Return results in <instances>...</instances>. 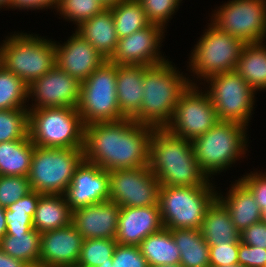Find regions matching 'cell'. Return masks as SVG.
Returning a JSON list of instances; mask_svg holds the SVG:
<instances>
[{
    "mask_svg": "<svg viewBox=\"0 0 266 267\" xmlns=\"http://www.w3.org/2000/svg\"><path fill=\"white\" fill-rule=\"evenodd\" d=\"M261 221L266 223V208L262 211L261 214Z\"/></svg>",
    "mask_w": 266,
    "mask_h": 267,
    "instance_id": "cell-52",
    "label": "cell"
},
{
    "mask_svg": "<svg viewBox=\"0 0 266 267\" xmlns=\"http://www.w3.org/2000/svg\"><path fill=\"white\" fill-rule=\"evenodd\" d=\"M40 243L41 233L32 228L26 233H6L0 240V249L29 267H39Z\"/></svg>",
    "mask_w": 266,
    "mask_h": 267,
    "instance_id": "cell-31",
    "label": "cell"
},
{
    "mask_svg": "<svg viewBox=\"0 0 266 267\" xmlns=\"http://www.w3.org/2000/svg\"><path fill=\"white\" fill-rule=\"evenodd\" d=\"M28 85L0 65V110L27 108Z\"/></svg>",
    "mask_w": 266,
    "mask_h": 267,
    "instance_id": "cell-34",
    "label": "cell"
},
{
    "mask_svg": "<svg viewBox=\"0 0 266 267\" xmlns=\"http://www.w3.org/2000/svg\"><path fill=\"white\" fill-rule=\"evenodd\" d=\"M0 267H29V266L22 260L13 258L8 254H5L0 249Z\"/></svg>",
    "mask_w": 266,
    "mask_h": 267,
    "instance_id": "cell-46",
    "label": "cell"
},
{
    "mask_svg": "<svg viewBox=\"0 0 266 267\" xmlns=\"http://www.w3.org/2000/svg\"><path fill=\"white\" fill-rule=\"evenodd\" d=\"M238 261L244 267H265L266 249L250 246L239 241Z\"/></svg>",
    "mask_w": 266,
    "mask_h": 267,
    "instance_id": "cell-43",
    "label": "cell"
},
{
    "mask_svg": "<svg viewBox=\"0 0 266 267\" xmlns=\"http://www.w3.org/2000/svg\"><path fill=\"white\" fill-rule=\"evenodd\" d=\"M30 140L37 147L83 149L84 124L77 108L29 110Z\"/></svg>",
    "mask_w": 266,
    "mask_h": 267,
    "instance_id": "cell-6",
    "label": "cell"
},
{
    "mask_svg": "<svg viewBox=\"0 0 266 267\" xmlns=\"http://www.w3.org/2000/svg\"><path fill=\"white\" fill-rule=\"evenodd\" d=\"M239 180L251 191L254 195L255 202L258 204L261 211L266 208V172H250L241 176Z\"/></svg>",
    "mask_w": 266,
    "mask_h": 267,
    "instance_id": "cell-42",
    "label": "cell"
},
{
    "mask_svg": "<svg viewBox=\"0 0 266 267\" xmlns=\"http://www.w3.org/2000/svg\"><path fill=\"white\" fill-rule=\"evenodd\" d=\"M153 267H183L180 263L178 264H169V265H161V266H153Z\"/></svg>",
    "mask_w": 266,
    "mask_h": 267,
    "instance_id": "cell-50",
    "label": "cell"
},
{
    "mask_svg": "<svg viewBox=\"0 0 266 267\" xmlns=\"http://www.w3.org/2000/svg\"><path fill=\"white\" fill-rule=\"evenodd\" d=\"M71 211L109 200L108 171L83 160L64 193Z\"/></svg>",
    "mask_w": 266,
    "mask_h": 267,
    "instance_id": "cell-17",
    "label": "cell"
},
{
    "mask_svg": "<svg viewBox=\"0 0 266 267\" xmlns=\"http://www.w3.org/2000/svg\"><path fill=\"white\" fill-rule=\"evenodd\" d=\"M200 230L208 245L240 241V232L232 222L229 210L218 198L208 207Z\"/></svg>",
    "mask_w": 266,
    "mask_h": 267,
    "instance_id": "cell-25",
    "label": "cell"
},
{
    "mask_svg": "<svg viewBox=\"0 0 266 267\" xmlns=\"http://www.w3.org/2000/svg\"><path fill=\"white\" fill-rule=\"evenodd\" d=\"M83 160V149L34 145L28 175L31 190L47 195L64 194Z\"/></svg>",
    "mask_w": 266,
    "mask_h": 267,
    "instance_id": "cell-8",
    "label": "cell"
},
{
    "mask_svg": "<svg viewBox=\"0 0 266 267\" xmlns=\"http://www.w3.org/2000/svg\"><path fill=\"white\" fill-rule=\"evenodd\" d=\"M43 194L32 190L15 203L5 208L6 233H26L33 228V216Z\"/></svg>",
    "mask_w": 266,
    "mask_h": 267,
    "instance_id": "cell-33",
    "label": "cell"
},
{
    "mask_svg": "<svg viewBox=\"0 0 266 267\" xmlns=\"http://www.w3.org/2000/svg\"><path fill=\"white\" fill-rule=\"evenodd\" d=\"M56 66L83 82L106 59L78 33L60 44L55 41Z\"/></svg>",
    "mask_w": 266,
    "mask_h": 267,
    "instance_id": "cell-19",
    "label": "cell"
},
{
    "mask_svg": "<svg viewBox=\"0 0 266 267\" xmlns=\"http://www.w3.org/2000/svg\"><path fill=\"white\" fill-rule=\"evenodd\" d=\"M120 208L108 200L75 209L72 211L71 223L84 239H115Z\"/></svg>",
    "mask_w": 266,
    "mask_h": 267,
    "instance_id": "cell-20",
    "label": "cell"
},
{
    "mask_svg": "<svg viewBox=\"0 0 266 267\" xmlns=\"http://www.w3.org/2000/svg\"><path fill=\"white\" fill-rule=\"evenodd\" d=\"M138 246L149 267L180 263V250L170 229L163 227L147 236Z\"/></svg>",
    "mask_w": 266,
    "mask_h": 267,
    "instance_id": "cell-30",
    "label": "cell"
},
{
    "mask_svg": "<svg viewBox=\"0 0 266 267\" xmlns=\"http://www.w3.org/2000/svg\"><path fill=\"white\" fill-rule=\"evenodd\" d=\"M116 246L117 242L115 239H84L76 266H100L102 263L112 262Z\"/></svg>",
    "mask_w": 266,
    "mask_h": 267,
    "instance_id": "cell-35",
    "label": "cell"
},
{
    "mask_svg": "<svg viewBox=\"0 0 266 267\" xmlns=\"http://www.w3.org/2000/svg\"><path fill=\"white\" fill-rule=\"evenodd\" d=\"M205 88L216 110L218 120L248 123L255 108L256 91L234 70L213 75ZM209 89V90H208Z\"/></svg>",
    "mask_w": 266,
    "mask_h": 267,
    "instance_id": "cell-11",
    "label": "cell"
},
{
    "mask_svg": "<svg viewBox=\"0 0 266 267\" xmlns=\"http://www.w3.org/2000/svg\"><path fill=\"white\" fill-rule=\"evenodd\" d=\"M83 241L72 223L41 233L39 267L76 266Z\"/></svg>",
    "mask_w": 266,
    "mask_h": 267,
    "instance_id": "cell-18",
    "label": "cell"
},
{
    "mask_svg": "<svg viewBox=\"0 0 266 267\" xmlns=\"http://www.w3.org/2000/svg\"><path fill=\"white\" fill-rule=\"evenodd\" d=\"M111 11L119 39L151 24L139 0H122Z\"/></svg>",
    "mask_w": 266,
    "mask_h": 267,
    "instance_id": "cell-32",
    "label": "cell"
},
{
    "mask_svg": "<svg viewBox=\"0 0 266 267\" xmlns=\"http://www.w3.org/2000/svg\"><path fill=\"white\" fill-rule=\"evenodd\" d=\"M165 27L151 23L149 26L119 39L114 54L109 59L116 65L152 66L168 61L160 47Z\"/></svg>",
    "mask_w": 266,
    "mask_h": 267,
    "instance_id": "cell-16",
    "label": "cell"
},
{
    "mask_svg": "<svg viewBox=\"0 0 266 267\" xmlns=\"http://www.w3.org/2000/svg\"><path fill=\"white\" fill-rule=\"evenodd\" d=\"M11 1L12 0H0V9L2 10L3 7H5L3 9H6V8L8 9Z\"/></svg>",
    "mask_w": 266,
    "mask_h": 267,
    "instance_id": "cell-49",
    "label": "cell"
},
{
    "mask_svg": "<svg viewBox=\"0 0 266 267\" xmlns=\"http://www.w3.org/2000/svg\"><path fill=\"white\" fill-rule=\"evenodd\" d=\"M207 24V29L191 50L187 65L189 72L193 73L189 76H194L199 82L204 80L202 84H206L205 80L213 75L234 71L245 44L211 23Z\"/></svg>",
    "mask_w": 266,
    "mask_h": 267,
    "instance_id": "cell-10",
    "label": "cell"
},
{
    "mask_svg": "<svg viewBox=\"0 0 266 267\" xmlns=\"http://www.w3.org/2000/svg\"><path fill=\"white\" fill-rule=\"evenodd\" d=\"M215 186H160L158 205L163 226L170 230L200 229L208 207L217 198Z\"/></svg>",
    "mask_w": 266,
    "mask_h": 267,
    "instance_id": "cell-7",
    "label": "cell"
},
{
    "mask_svg": "<svg viewBox=\"0 0 266 267\" xmlns=\"http://www.w3.org/2000/svg\"><path fill=\"white\" fill-rule=\"evenodd\" d=\"M34 144L29 135L0 143V175L28 177L32 162Z\"/></svg>",
    "mask_w": 266,
    "mask_h": 267,
    "instance_id": "cell-28",
    "label": "cell"
},
{
    "mask_svg": "<svg viewBox=\"0 0 266 267\" xmlns=\"http://www.w3.org/2000/svg\"><path fill=\"white\" fill-rule=\"evenodd\" d=\"M149 168L161 186H213L200 170L190 140L154 129L149 144ZM211 180V181H210Z\"/></svg>",
    "mask_w": 266,
    "mask_h": 267,
    "instance_id": "cell-2",
    "label": "cell"
},
{
    "mask_svg": "<svg viewBox=\"0 0 266 267\" xmlns=\"http://www.w3.org/2000/svg\"><path fill=\"white\" fill-rule=\"evenodd\" d=\"M90 267H113L112 262L102 263L100 266H90Z\"/></svg>",
    "mask_w": 266,
    "mask_h": 267,
    "instance_id": "cell-51",
    "label": "cell"
},
{
    "mask_svg": "<svg viewBox=\"0 0 266 267\" xmlns=\"http://www.w3.org/2000/svg\"><path fill=\"white\" fill-rule=\"evenodd\" d=\"M142 88V65H117V102L125 118L132 119L140 111L143 98Z\"/></svg>",
    "mask_w": 266,
    "mask_h": 267,
    "instance_id": "cell-24",
    "label": "cell"
},
{
    "mask_svg": "<svg viewBox=\"0 0 266 267\" xmlns=\"http://www.w3.org/2000/svg\"><path fill=\"white\" fill-rule=\"evenodd\" d=\"M31 191L28 177L0 175V206L7 208Z\"/></svg>",
    "mask_w": 266,
    "mask_h": 267,
    "instance_id": "cell-38",
    "label": "cell"
},
{
    "mask_svg": "<svg viewBox=\"0 0 266 267\" xmlns=\"http://www.w3.org/2000/svg\"><path fill=\"white\" fill-rule=\"evenodd\" d=\"M219 267H244L241 264H235V265H226V266H219Z\"/></svg>",
    "mask_w": 266,
    "mask_h": 267,
    "instance_id": "cell-53",
    "label": "cell"
},
{
    "mask_svg": "<svg viewBox=\"0 0 266 267\" xmlns=\"http://www.w3.org/2000/svg\"><path fill=\"white\" fill-rule=\"evenodd\" d=\"M82 82L56 65L28 85L29 110L51 107H74L79 103ZM34 101V103H33ZM32 106V107H31Z\"/></svg>",
    "mask_w": 266,
    "mask_h": 267,
    "instance_id": "cell-15",
    "label": "cell"
},
{
    "mask_svg": "<svg viewBox=\"0 0 266 267\" xmlns=\"http://www.w3.org/2000/svg\"><path fill=\"white\" fill-rule=\"evenodd\" d=\"M7 220L5 217V208L0 206V240L6 234Z\"/></svg>",
    "mask_w": 266,
    "mask_h": 267,
    "instance_id": "cell-47",
    "label": "cell"
},
{
    "mask_svg": "<svg viewBox=\"0 0 266 267\" xmlns=\"http://www.w3.org/2000/svg\"><path fill=\"white\" fill-rule=\"evenodd\" d=\"M199 88L198 85H189L180 96L172 118L164 128L175 137L192 141L219 121L210 96Z\"/></svg>",
    "mask_w": 266,
    "mask_h": 267,
    "instance_id": "cell-13",
    "label": "cell"
},
{
    "mask_svg": "<svg viewBox=\"0 0 266 267\" xmlns=\"http://www.w3.org/2000/svg\"><path fill=\"white\" fill-rule=\"evenodd\" d=\"M113 267H149L139 246L118 244L112 258Z\"/></svg>",
    "mask_w": 266,
    "mask_h": 267,
    "instance_id": "cell-40",
    "label": "cell"
},
{
    "mask_svg": "<svg viewBox=\"0 0 266 267\" xmlns=\"http://www.w3.org/2000/svg\"><path fill=\"white\" fill-rule=\"evenodd\" d=\"M235 71L257 91L266 90V45L244 44Z\"/></svg>",
    "mask_w": 266,
    "mask_h": 267,
    "instance_id": "cell-27",
    "label": "cell"
},
{
    "mask_svg": "<svg viewBox=\"0 0 266 267\" xmlns=\"http://www.w3.org/2000/svg\"><path fill=\"white\" fill-rule=\"evenodd\" d=\"M29 133V109L0 110V143L25 139Z\"/></svg>",
    "mask_w": 266,
    "mask_h": 267,
    "instance_id": "cell-36",
    "label": "cell"
},
{
    "mask_svg": "<svg viewBox=\"0 0 266 267\" xmlns=\"http://www.w3.org/2000/svg\"><path fill=\"white\" fill-rule=\"evenodd\" d=\"M105 8L116 6L122 0H99Z\"/></svg>",
    "mask_w": 266,
    "mask_h": 267,
    "instance_id": "cell-48",
    "label": "cell"
},
{
    "mask_svg": "<svg viewBox=\"0 0 266 267\" xmlns=\"http://www.w3.org/2000/svg\"><path fill=\"white\" fill-rule=\"evenodd\" d=\"M240 242L266 249V223H254L240 232Z\"/></svg>",
    "mask_w": 266,
    "mask_h": 267,
    "instance_id": "cell-44",
    "label": "cell"
},
{
    "mask_svg": "<svg viewBox=\"0 0 266 267\" xmlns=\"http://www.w3.org/2000/svg\"><path fill=\"white\" fill-rule=\"evenodd\" d=\"M109 200L120 207L159 206L160 183L147 167L108 171Z\"/></svg>",
    "mask_w": 266,
    "mask_h": 267,
    "instance_id": "cell-14",
    "label": "cell"
},
{
    "mask_svg": "<svg viewBox=\"0 0 266 267\" xmlns=\"http://www.w3.org/2000/svg\"><path fill=\"white\" fill-rule=\"evenodd\" d=\"M75 32L86 39L106 60L112 57L119 41L111 8L81 22Z\"/></svg>",
    "mask_w": 266,
    "mask_h": 267,
    "instance_id": "cell-22",
    "label": "cell"
},
{
    "mask_svg": "<svg viewBox=\"0 0 266 267\" xmlns=\"http://www.w3.org/2000/svg\"><path fill=\"white\" fill-rule=\"evenodd\" d=\"M163 227L159 206L121 207L115 240L118 244L138 246Z\"/></svg>",
    "mask_w": 266,
    "mask_h": 267,
    "instance_id": "cell-21",
    "label": "cell"
},
{
    "mask_svg": "<svg viewBox=\"0 0 266 267\" xmlns=\"http://www.w3.org/2000/svg\"><path fill=\"white\" fill-rule=\"evenodd\" d=\"M239 243L209 245L210 267L238 264Z\"/></svg>",
    "mask_w": 266,
    "mask_h": 267,
    "instance_id": "cell-41",
    "label": "cell"
},
{
    "mask_svg": "<svg viewBox=\"0 0 266 267\" xmlns=\"http://www.w3.org/2000/svg\"><path fill=\"white\" fill-rule=\"evenodd\" d=\"M148 20L166 28L182 0H139ZM168 21V22H167Z\"/></svg>",
    "mask_w": 266,
    "mask_h": 267,
    "instance_id": "cell-39",
    "label": "cell"
},
{
    "mask_svg": "<svg viewBox=\"0 0 266 267\" xmlns=\"http://www.w3.org/2000/svg\"><path fill=\"white\" fill-rule=\"evenodd\" d=\"M154 127L124 118L84 126V160L107 171L149 166Z\"/></svg>",
    "mask_w": 266,
    "mask_h": 267,
    "instance_id": "cell-1",
    "label": "cell"
},
{
    "mask_svg": "<svg viewBox=\"0 0 266 267\" xmlns=\"http://www.w3.org/2000/svg\"><path fill=\"white\" fill-rule=\"evenodd\" d=\"M10 34L0 45L1 65L27 85L55 65V41L32 33Z\"/></svg>",
    "mask_w": 266,
    "mask_h": 267,
    "instance_id": "cell-5",
    "label": "cell"
},
{
    "mask_svg": "<svg viewBox=\"0 0 266 267\" xmlns=\"http://www.w3.org/2000/svg\"><path fill=\"white\" fill-rule=\"evenodd\" d=\"M117 65L104 61L82 82L77 110L84 126L124 119L116 95Z\"/></svg>",
    "mask_w": 266,
    "mask_h": 267,
    "instance_id": "cell-9",
    "label": "cell"
},
{
    "mask_svg": "<svg viewBox=\"0 0 266 267\" xmlns=\"http://www.w3.org/2000/svg\"><path fill=\"white\" fill-rule=\"evenodd\" d=\"M211 24L243 43L266 39V0H229L215 8Z\"/></svg>",
    "mask_w": 266,
    "mask_h": 267,
    "instance_id": "cell-12",
    "label": "cell"
},
{
    "mask_svg": "<svg viewBox=\"0 0 266 267\" xmlns=\"http://www.w3.org/2000/svg\"><path fill=\"white\" fill-rule=\"evenodd\" d=\"M72 211L64 194H43L33 216V228L43 233L71 223Z\"/></svg>",
    "mask_w": 266,
    "mask_h": 267,
    "instance_id": "cell-26",
    "label": "cell"
},
{
    "mask_svg": "<svg viewBox=\"0 0 266 267\" xmlns=\"http://www.w3.org/2000/svg\"><path fill=\"white\" fill-rule=\"evenodd\" d=\"M230 185L232 186L226 195L222 192L217 193V198L229 210L232 222L241 232L250 225L260 222L262 211L255 202L254 195L239 179Z\"/></svg>",
    "mask_w": 266,
    "mask_h": 267,
    "instance_id": "cell-23",
    "label": "cell"
},
{
    "mask_svg": "<svg viewBox=\"0 0 266 267\" xmlns=\"http://www.w3.org/2000/svg\"><path fill=\"white\" fill-rule=\"evenodd\" d=\"M106 9L99 0H60L56 8L59 16L78 26Z\"/></svg>",
    "mask_w": 266,
    "mask_h": 267,
    "instance_id": "cell-37",
    "label": "cell"
},
{
    "mask_svg": "<svg viewBox=\"0 0 266 267\" xmlns=\"http://www.w3.org/2000/svg\"><path fill=\"white\" fill-rule=\"evenodd\" d=\"M183 74L170 60L143 66L142 104L140 111L132 119L155 129L165 128L172 118L180 96L190 84L197 85L194 77L191 80L186 76L187 73Z\"/></svg>",
    "mask_w": 266,
    "mask_h": 267,
    "instance_id": "cell-3",
    "label": "cell"
},
{
    "mask_svg": "<svg viewBox=\"0 0 266 267\" xmlns=\"http://www.w3.org/2000/svg\"><path fill=\"white\" fill-rule=\"evenodd\" d=\"M170 231L180 250V264L183 267H210L209 245L202 237L200 229L185 228Z\"/></svg>",
    "mask_w": 266,
    "mask_h": 267,
    "instance_id": "cell-29",
    "label": "cell"
},
{
    "mask_svg": "<svg viewBox=\"0 0 266 267\" xmlns=\"http://www.w3.org/2000/svg\"><path fill=\"white\" fill-rule=\"evenodd\" d=\"M247 127L219 120L210 130L191 141L200 170L210 179L244 158L248 151Z\"/></svg>",
    "mask_w": 266,
    "mask_h": 267,
    "instance_id": "cell-4",
    "label": "cell"
},
{
    "mask_svg": "<svg viewBox=\"0 0 266 267\" xmlns=\"http://www.w3.org/2000/svg\"><path fill=\"white\" fill-rule=\"evenodd\" d=\"M60 0H12L8 9L19 10H42V9H56Z\"/></svg>",
    "mask_w": 266,
    "mask_h": 267,
    "instance_id": "cell-45",
    "label": "cell"
}]
</instances>
